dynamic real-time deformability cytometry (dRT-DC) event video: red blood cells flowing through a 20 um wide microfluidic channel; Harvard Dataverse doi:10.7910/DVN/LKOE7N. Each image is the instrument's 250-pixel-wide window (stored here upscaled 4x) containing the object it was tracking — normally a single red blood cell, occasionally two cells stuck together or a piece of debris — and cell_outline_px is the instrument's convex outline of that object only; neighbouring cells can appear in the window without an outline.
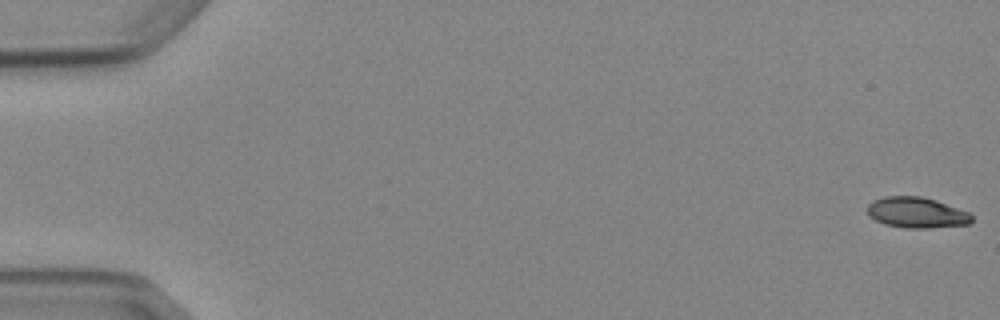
{"species": "Egyptian fruit bat (a non-hibernating species)", "species_latin": "Rousettus aegyptiacus", "temperature_condition": "cold", "stored_images_in_passage": 8, "camera_frame_rate_fps": 3000, "um_per_image_px": 0.085, "animal": {"sex": "female"}, "frame": {"image": 1, "passage_image": 1, "time_ms": 0.0, "image_size_px": [1000, 320], "cell_outline_px": [[972, 220], [968, 224], [928, 228], [904, 228], [884, 224], [868, 216], [868, 204], [872, 200], [884, 196], [920, 196], [936, 200], [968, 212], [972, 216]], "centroid_in_image_um": [77.87, 18.07], "position_along_channel_um": 7.1, "area_um2": 18.67}}
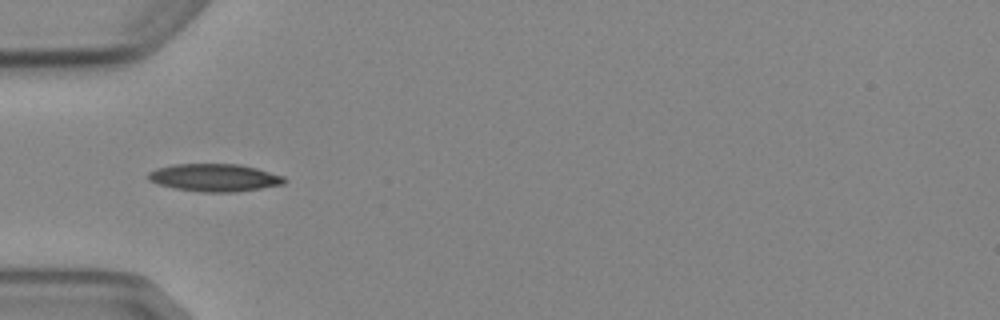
{"frame": {"image": 2, "passage_image": 5, "time_ms": 5.667, "image_size_px": [1000, 320], "cell_outline_px": [[288, 180], [284, 184], [260, 188], [232, 192], [204, 192], [176, 188], [160, 184], [148, 180], [148, 172], [156, 168], [176, 164], [240, 164], [256, 168], [284, 176]], "centroid_in_image_um": [18.26, 15.09], "position_along_channel_um": 66.7, "area_um2": 21.73}}
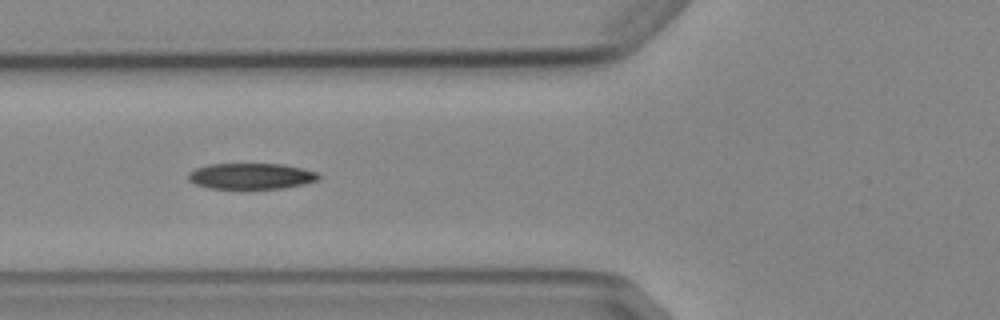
{"frame": {"image": 3, "passage_image": 6, "time_ms": 6.667, "image_size_px": [1000, 320], "cell_outline_px": [[320, 176], [316, 180], [304, 184], [284, 188], [212, 188], [196, 184], [188, 180], [188, 172], [196, 168], [208, 164], [280, 164], [300, 168], [316, 172]], "centroid_in_image_um": [21.31, 14.96], "position_along_channel_um": 104.5, "area_um2": 19.42}}